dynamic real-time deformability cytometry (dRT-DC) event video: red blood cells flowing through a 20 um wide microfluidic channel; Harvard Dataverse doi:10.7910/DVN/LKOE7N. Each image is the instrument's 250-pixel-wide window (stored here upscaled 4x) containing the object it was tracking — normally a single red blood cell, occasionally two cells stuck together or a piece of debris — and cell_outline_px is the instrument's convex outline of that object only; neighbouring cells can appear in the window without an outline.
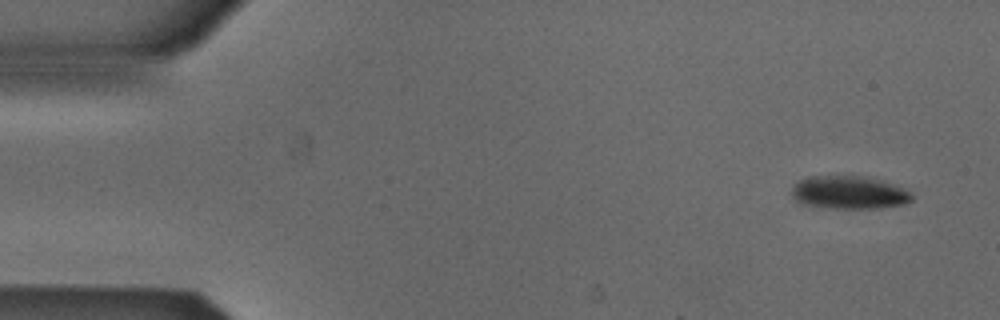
{"species": "Egyptian fruit bat (a non-hibernating species)", "species_latin": "Rousettus aegyptiacus", "temperature_condition": "cold", "stored_images_in_passage": 5, "camera_frame_rate_fps": 3000, "um_per_image_px": 0.085, "animal": {"sex": "male"}, "frame": {"image": 1, "passage_image": 1, "time_ms": 0.0, "image_size_px": [1000, 320], "cell_outline_px": [[912, 200], [904, 204], [880, 208], [828, 208], [808, 204], [796, 200], [792, 196], [792, 188], [800, 180], [808, 176], [872, 176], [884, 180], [904, 188], [912, 196]], "centroid_in_image_um": [72.21, 16.34], "position_along_channel_um": 12.8, "area_um2": 23.12}}
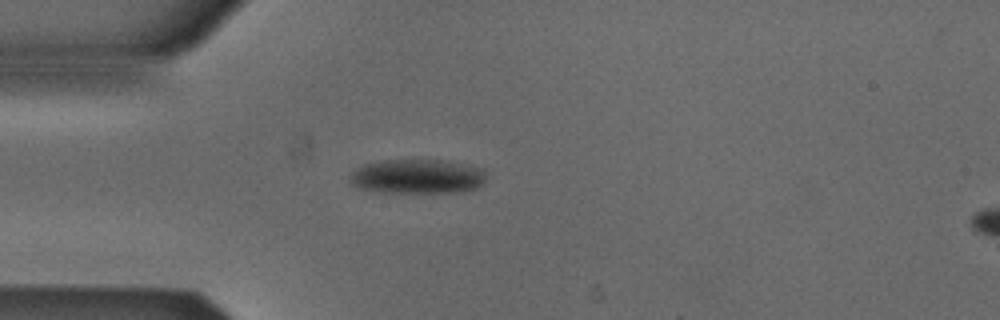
{"frame": {"image": 2, "passage_image": 4, "time_ms": 1.0, "image_size_px": [1000, 320], "cell_outline_px": [[484, 184], [476, 188], [452, 192], [380, 192], [356, 188], [348, 180], [348, 176], [360, 164], [384, 160], [448, 160], [484, 168]], "centroid_in_image_um": [35.42, 14.98], "position_along_channel_um": 49.6, "area_um2": 27.69}}